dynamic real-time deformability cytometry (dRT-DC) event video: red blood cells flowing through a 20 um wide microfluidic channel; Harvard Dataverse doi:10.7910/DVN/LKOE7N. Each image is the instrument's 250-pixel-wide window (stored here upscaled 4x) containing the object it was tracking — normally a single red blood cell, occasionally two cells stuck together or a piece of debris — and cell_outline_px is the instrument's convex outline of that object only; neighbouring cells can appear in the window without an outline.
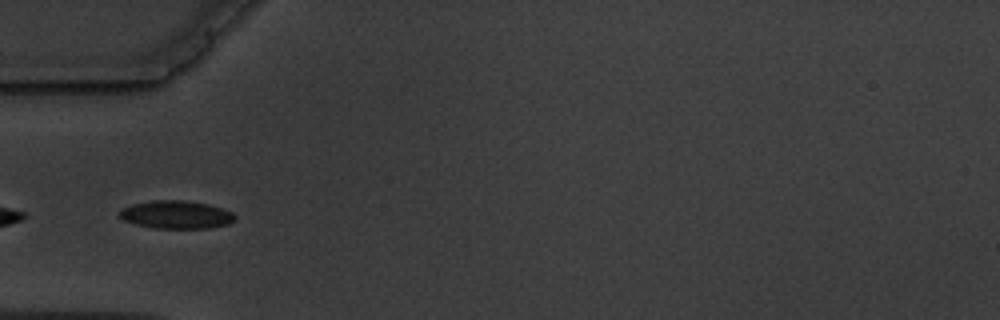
{"species": "common noctule bat (a hibernating species)", "species_latin": "Nyctalus noctula", "temperature_condition": "warm", "stored_images_in_passage": 6, "camera_frame_rate_fps": 3000, "um_per_image_px": 0.085, "animal": {"sex": "male", "body_mass_g": 19.5, "forearm_length_mm": 54.6}, "frame": {"image": 1, "passage_image": 6, "time_ms": 5.667, "image_size_px": [1000, 320], "cell_outline_px": [[236, 220], [228, 224], [208, 228], [152, 228], [136, 224], [124, 220], [120, 216], [120, 212], [124, 208], [132, 204], [152, 200], [184, 200], [208, 204], [232, 212], [236, 216]], "centroid_in_image_um": [15.0, 18.24], "position_along_channel_um": 70.0, "area_um2": 18.73}}